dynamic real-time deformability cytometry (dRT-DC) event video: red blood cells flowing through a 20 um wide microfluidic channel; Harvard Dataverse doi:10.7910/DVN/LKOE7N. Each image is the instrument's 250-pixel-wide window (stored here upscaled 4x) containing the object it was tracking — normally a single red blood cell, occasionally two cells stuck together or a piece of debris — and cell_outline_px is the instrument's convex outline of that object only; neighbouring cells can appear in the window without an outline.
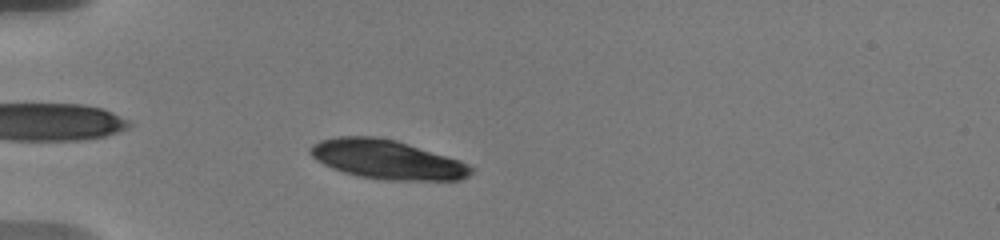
{"species": "human", "species_latin": "Homo sapiens", "temperature_condition": "warm", "stored_images_in_passage": 9, "camera_frame_rate_fps": 3000, "um_per_image_px": 0.085, "donor": {"sex": "male"}, "frame": {"image": 1, "passage_image": 7, "time_ms": 3.0, "image_size_px": [1000, 240], "cell_outline_px": [[472, 172], [468, 176], [460, 180], [392, 180], [356, 176], [332, 168], [316, 160], [308, 152], [308, 148], [312, 144], [320, 140], [340, 136], [376, 136], [396, 140], [460, 160], [468, 164], [472, 168]], "centroid_in_image_um": [32.87, 13.55], "position_along_channel_um": 52.1, "area_um2": 36.65}}
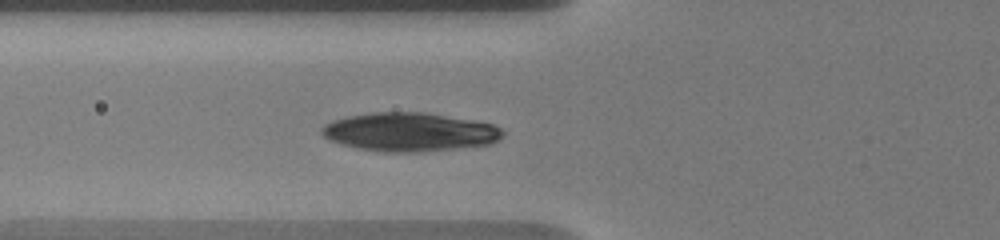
{"frame": {"image": 2, "passage_image": 9, "time_ms": 4.667, "image_size_px": [1000, 240], "cell_outline_px": [[504, 136], [500, 140], [488, 144], [456, 148], [420, 152], [384, 152], [360, 148], [328, 140], [320, 132], [320, 128], [324, 124], [332, 120], [348, 116], [372, 112], [424, 112], [472, 120], [492, 124], [500, 128], [504, 132]], "centroid_in_image_um": [34.8, 11.21], "position_along_channel_um": 91.0, "area_um2": 40.69}}